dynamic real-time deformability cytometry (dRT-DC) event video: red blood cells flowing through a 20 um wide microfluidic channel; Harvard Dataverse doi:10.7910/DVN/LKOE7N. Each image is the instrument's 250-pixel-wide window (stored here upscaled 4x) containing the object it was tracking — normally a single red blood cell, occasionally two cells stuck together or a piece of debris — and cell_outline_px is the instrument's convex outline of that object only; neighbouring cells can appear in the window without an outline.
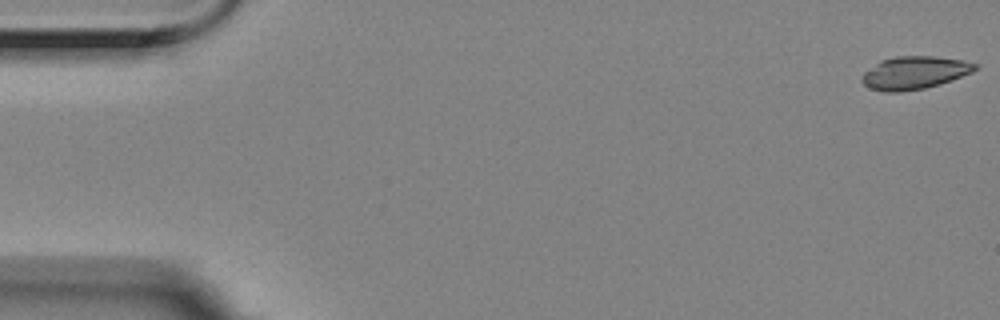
{"species": "Egyptian fruit bat (a non-hibernating species)", "species_latin": "Rousettus aegyptiacus", "temperature_condition": "room temperature", "stored_images_in_passage": 12, "camera_frame_rate_fps": 3000, "um_per_image_px": 0.085, "animal": {"sex": "female"}, "frame": {"image": 1, "passage_image": 1, "time_ms": 0.0, "image_size_px": [1000, 320], "cell_outline_px": [[976, 68], [972, 72], [940, 84], [924, 88], [900, 92], [884, 92], [872, 88], [864, 84], [860, 80], [864, 72], [880, 60], [896, 56], [936, 56], [960, 60], [976, 64]], "centroid_in_image_um": [77.69, 6.18], "position_along_channel_um": 7.3, "area_um2": 21.44}}